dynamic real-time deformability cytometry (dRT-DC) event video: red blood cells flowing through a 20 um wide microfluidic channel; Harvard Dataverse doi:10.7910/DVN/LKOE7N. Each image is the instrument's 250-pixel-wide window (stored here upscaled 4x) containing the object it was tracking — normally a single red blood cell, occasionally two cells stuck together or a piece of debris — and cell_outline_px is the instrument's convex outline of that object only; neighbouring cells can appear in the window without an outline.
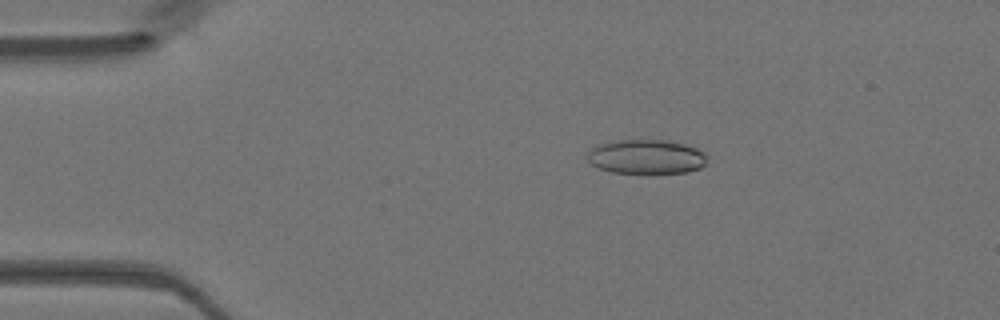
{"species": "Egyptian fruit bat (a non-hibernating species)", "species_latin": "Rousettus aegyptiacus", "temperature_condition": "warm", "stored_images_in_passage": 48, "camera_frame_rate_fps": 3000, "um_per_image_px": 0.085, "animal": {"sex": "female"}, "frame": {"image": 1, "passage_image": 9, "time_ms": 2.667, "image_size_px": [1000, 320], "cell_outline_px": [[704, 164], [700, 168], [688, 172], [612, 172], [600, 168], [592, 164], [588, 160], [588, 152], [596, 144], [616, 140], [668, 140], [684, 144], [696, 148], [704, 152]], "centroid_in_image_um": [54.9, 13.3], "position_along_channel_um": 30.1, "area_um2": 23.58}}
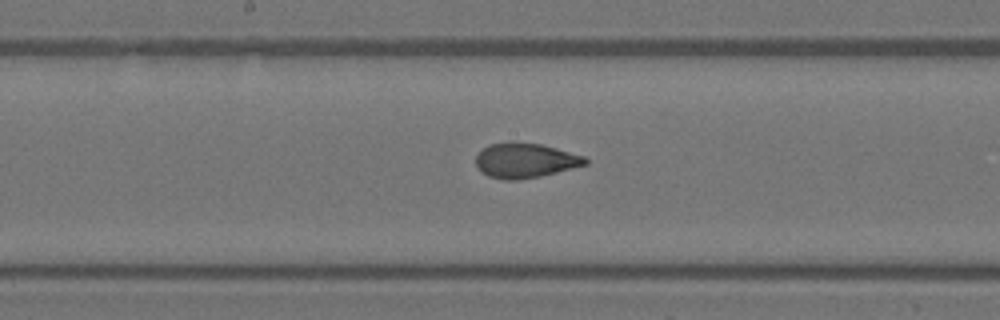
{"frame": {"image": 2, "passage_image": 25, "time_ms": 8.0, "image_size_px": [1000, 320], "cell_outline_px": [[588, 164], [540, 176], [516, 180], [504, 180], [488, 176], [480, 172], [476, 164], [476, 156], [488, 144], [540, 144], [556, 148], [584, 156], [588, 160]], "centroid_in_image_um": [44.64, 13.67], "position_along_channel_um": 203.6, "area_um2": 21.62}}
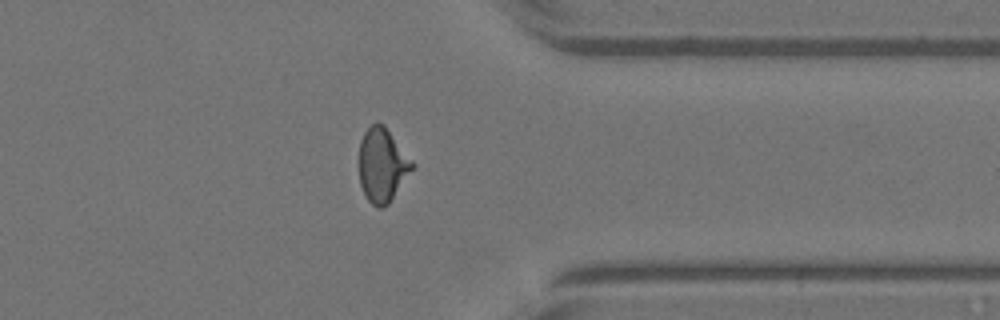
{"frame": {"image": 3, "passage_image": 38, "time_ms": 12.333, "image_size_px": [1000, 320], "cell_outline_px": [[416, 164], [388, 204], [380, 208], [376, 208], [368, 200], [360, 184], [360, 140], [364, 132], [376, 120], [384, 124]], "centroid_in_image_um": [32.5, 14.0], "position_along_channel_um": 378.9, "area_um2": 22.83}}